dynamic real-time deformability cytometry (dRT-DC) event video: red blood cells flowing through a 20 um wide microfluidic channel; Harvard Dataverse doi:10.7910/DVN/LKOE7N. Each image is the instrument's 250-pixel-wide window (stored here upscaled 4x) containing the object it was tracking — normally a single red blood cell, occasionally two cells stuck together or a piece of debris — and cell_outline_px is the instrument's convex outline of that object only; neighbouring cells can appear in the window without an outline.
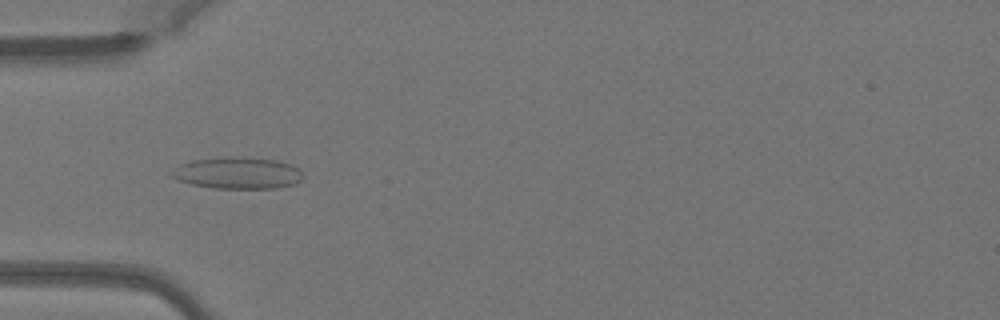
{"species": "Egyptian fruit bat (a non-hibernating species)", "species_latin": "Rousettus aegyptiacus", "temperature_condition": "warm", "stored_images_in_passage": 50, "camera_frame_rate_fps": 3000, "um_per_image_px": 0.085, "animal": {"sex": "female"}, "frame": {"image": 1, "passage_image": 16, "time_ms": 5.0, "image_size_px": [1000, 320], "cell_outline_px": [[304, 176], [296, 184], [276, 188], [212, 188], [192, 184], [176, 180], [168, 176], [168, 172], [172, 168], [180, 164], [192, 160], [216, 156], [232, 156], [276, 160], [292, 164], [300, 168], [304, 172]], "centroid_in_image_um": [20.16, 14.69], "position_along_channel_um": 64.8, "area_um2": 24.97}}
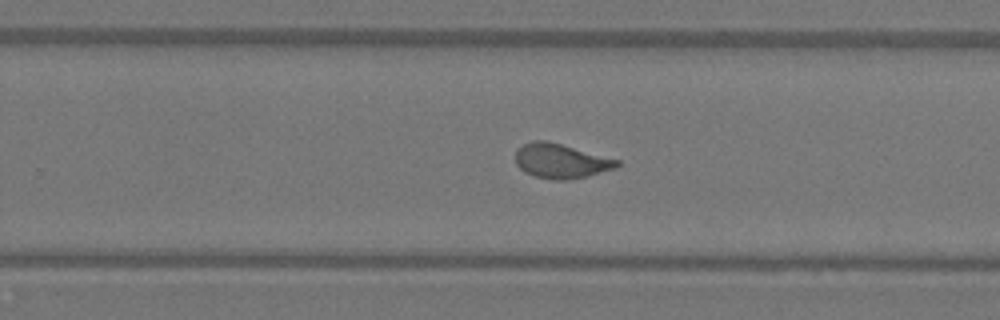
{"frame": {"image": 2, "passage_image": 32, "time_ms": 10.333, "image_size_px": [1000, 320], "cell_outline_px": [[620, 164], [616, 168], [588, 176], [564, 180], [556, 180], [536, 176], [524, 172], [516, 164], [516, 148], [532, 140], [544, 140], [560, 144], [620, 160]], "centroid_in_image_um": [47.67, 13.68], "position_along_channel_um": 282.1, "area_um2": 20.29}}
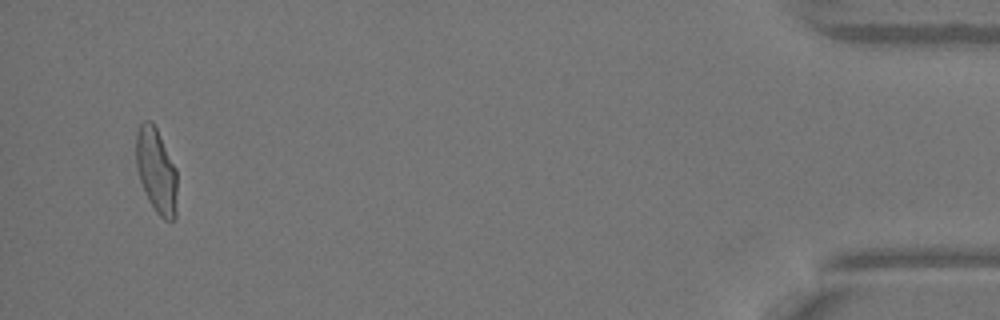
{"frame": {"image": 3, "passage_image": 48, "time_ms": 15.667, "image_size_px": [1000, 320], "cell_outline_px": [[176, 216], [172, 220], [164, 220], [156, 212], [140, 180], [136, 164], [136, 132], [140, 124], [144, 120], [152, 120], [176, 168]], "centroid_in_image_um": [13.28, 14.47], "position_along_channel_um": 421.9, "area_um2": 20.0}, "authors_computed_cell_mechanics": {"area_um2": 20.7502, "velocity_mm_per_s": 4.0816, "shape_relaxation_time_tau1_ms": 10.7989, "shape_relaxation_time_tau2_ms": 0.8373, "deformation_change_tau1": 0.2753, "deformation_change_tau2": 0.0744}}